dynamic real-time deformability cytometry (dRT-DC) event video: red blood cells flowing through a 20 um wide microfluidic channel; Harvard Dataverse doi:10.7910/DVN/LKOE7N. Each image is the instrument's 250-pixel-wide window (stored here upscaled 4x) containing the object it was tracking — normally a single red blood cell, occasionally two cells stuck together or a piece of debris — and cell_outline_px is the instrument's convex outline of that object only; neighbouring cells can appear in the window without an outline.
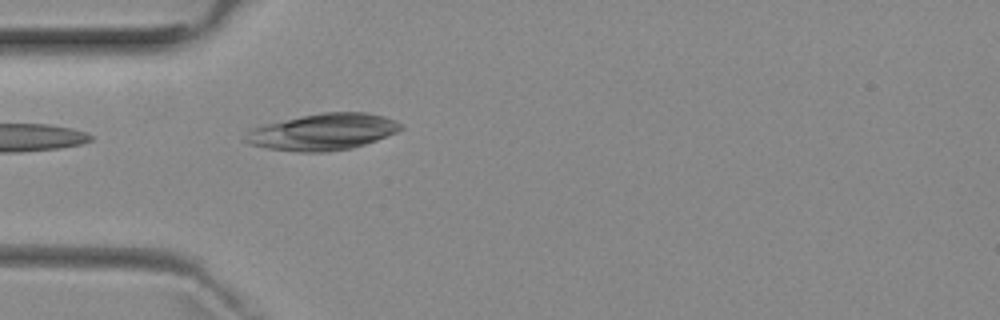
{"species": "common noctule bat (a hibernating species)", "species_latin": "Nyctalus noctula", "temperature_condition": "room temperature", "stored_images_in_passage": 1, "camera_frame_rate_fps": 3000, "um_per_image_px": 0.085, "animal": {"sex": "female", "body_mass_g": 29.2, "forearm_length_mm": 56.3}, "frame": {"image": 1, "passage_image": 1, "time_ms": 0.0, "image_size_px": [1000, 320], "cell_outline_px": [[404, 128], [396, 132], [376, 140], [352, 148], [324, 152], [296, 152], [268, 148], [248, 144], [244, 140], [248, 132], [252, 128], [264, 124], [300, 116], [320, 112], [368, 112], [384, 116], [396, 120]], "centroid_in_image_um": [27.45, 11.2], "position_along_channel_um": 57.6, "area_um2": 33.06}}